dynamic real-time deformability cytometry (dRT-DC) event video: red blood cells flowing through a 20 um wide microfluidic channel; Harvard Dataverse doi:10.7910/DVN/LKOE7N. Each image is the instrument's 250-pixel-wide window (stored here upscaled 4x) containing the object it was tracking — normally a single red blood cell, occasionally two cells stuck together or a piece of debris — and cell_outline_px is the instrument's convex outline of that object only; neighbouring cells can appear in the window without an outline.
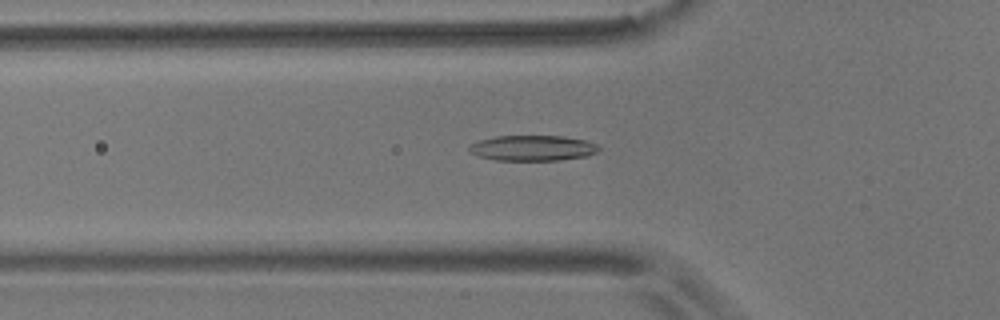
{"species": "common noctule bat (a hibernating species)", "species_latin": "Nyctalus noctula", "temperature_condition": "room temperature", "stored_images_in_passage": 22, "camera_frame_rate_fps": 3000, "um_per_image_px": 0.085, "animal": {"sex": "male", "body_mass_g": 17.9}, "frame": {"image": 1, "passage_image": 14, "time_ms": 4.333, "image_size_px": [1000, 320], "cell_outline_px": [[600, 148], [596, 152], [588, 156], [560, 160], [496, 160], [476, 156], [468, 152], [468, 148], [472, 144], [480, 140], [496, 136], [564, 136], [584, 140], [596, 144]], "centroid_in_image_um": [45.25, 12.59], "position_along_channel_um": 80.5, "area_um2": 19.25}}
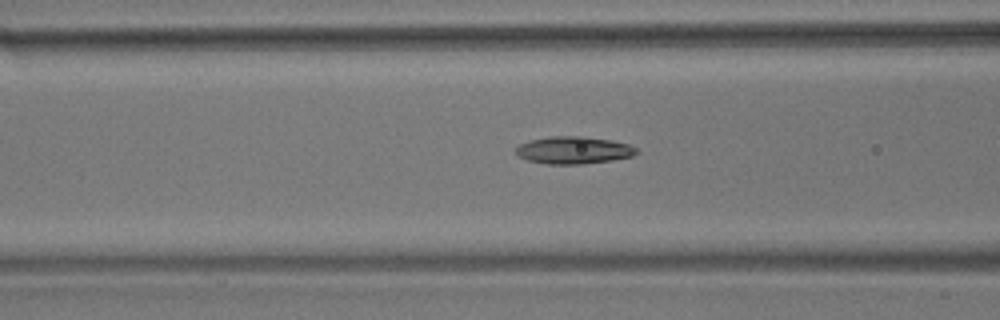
{"frame": {"image": 2, "passage_image": 17, "time_ms": 5.333, "image_size_px": [1000, 320], "cell_outline_px": [[640, 152], [632, 156], [612, 160], [584, 164], [548, 164], [528, 160], [516, 156], [516, 148], [520, 144], [528, 140], [548, 136], [584, 136], [608, 140], [628, 144], [636, 148]], "centroid_in_image_um": [48.73, 12.76], "position_along_channel_um": 117.9, "area_um2": 19.31}}
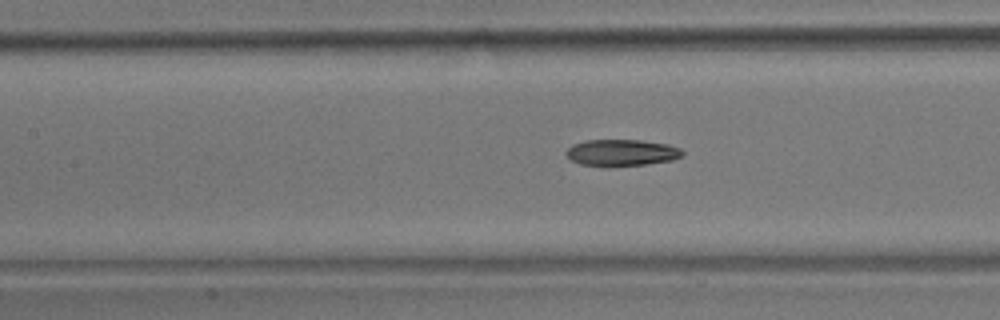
{"frame": {"image": 3, "passage_image": 20, "time_ms": 6.333, "image_size_px": [1000, 320], "cell_outline_px": [[684, 156], [672, 160], [644, 164], [580, 164], [572, 160], [564, 152], [572, 144], [584, 140], [640, 140], [668, 144], [680, 148], [684, 152]], "centroid_in_image_um": [52.87, 12.93], "position_along_channel_um": 154.5, "area_um2": 17.46}}